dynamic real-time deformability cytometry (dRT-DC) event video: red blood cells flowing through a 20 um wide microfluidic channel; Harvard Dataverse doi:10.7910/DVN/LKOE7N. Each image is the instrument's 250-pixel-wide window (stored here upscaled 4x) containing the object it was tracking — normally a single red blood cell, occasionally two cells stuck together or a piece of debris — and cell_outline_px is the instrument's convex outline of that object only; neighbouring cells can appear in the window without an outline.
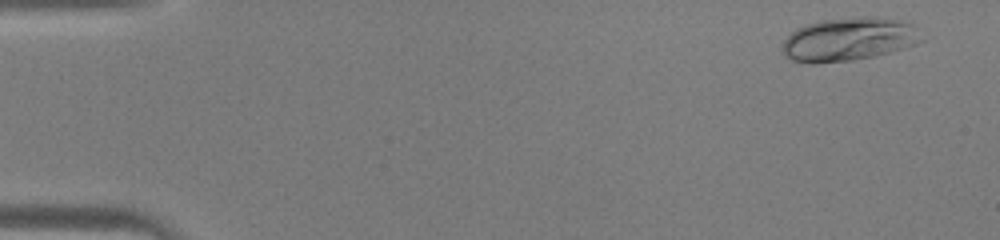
{"species": "human", "species_latin": "Homo sapiens", "temperature_condition": "warm", "stored_images_in_passage": 45, "camera_frame_rate_fps": 3000, "um_per_image_px": 0.085, "donor": {"sex": "male"}, "frame": {"image": 1, "passage_image": 3, "time_ms": 0.667, "image_size_px": [1000, 240], "cell_outline_px": [[924, 40], [916, 44], [892, 52], [876, 56], [852, 60], [816, 64], [812, 64], [792, 60], [784, 52], [784, 40], [796, 28], [804, 24], [820, 20], [860, 16], [876, 16], [912, 20]], "centroid_in_image_um": [72.24, 3.31], "position_along_channel_um": 12.8, "area_um2": 35.89}}
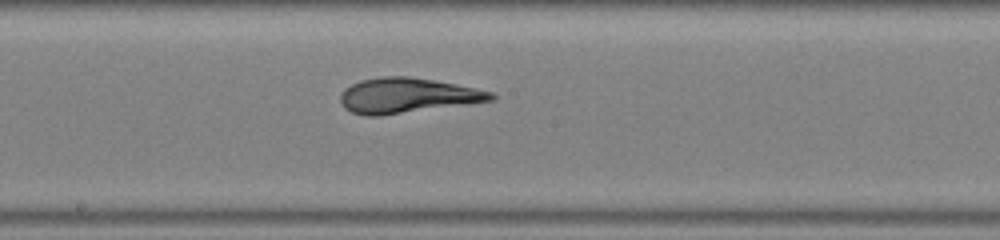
{"frame": {"image": 2, "passage_image": 25, "time_ms": 8.0, "image_size_px": [1000, 240], "cell_outline_px": [[496, 100], [380, 116], [364, 116], [352, 112], [344, 108], [340, 104], [340, 96], [344, 88], [360, 80], [380, 76], [408, 76], [456, 84], [476, 88], [492, 92], [496, 96]], "centroid_in_image_um": [34.59, 8.12], "position_along_channel_um": 213.6, "area_um2": 30.92}}
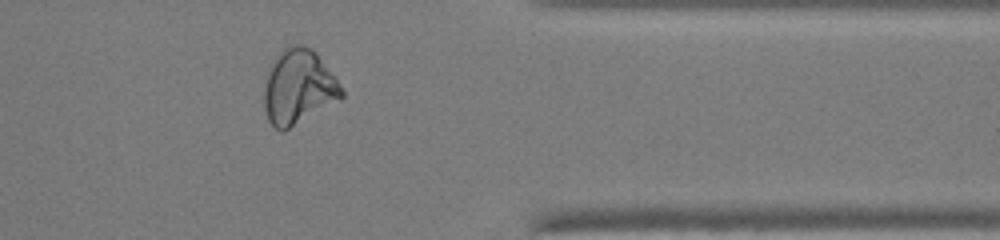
{"frame": {"image": 3, "passage_image": 37, "time_ms": 12.0, "image_size_px": [1000, 240], "cell_outline_px": [[344, 96], [340, 100], [284, 132], [280, 132], [268, 120], [264, 108], [264, 84], [272, 60], [284, 48], [292, 44], [304, 44], [312, 48], [316, 52], [336, 80], [344, 92]], "centroid_in_image_um": [25.35, 7.41], "position_along_channel_um": 386.0, "area_um2": 33.87}}